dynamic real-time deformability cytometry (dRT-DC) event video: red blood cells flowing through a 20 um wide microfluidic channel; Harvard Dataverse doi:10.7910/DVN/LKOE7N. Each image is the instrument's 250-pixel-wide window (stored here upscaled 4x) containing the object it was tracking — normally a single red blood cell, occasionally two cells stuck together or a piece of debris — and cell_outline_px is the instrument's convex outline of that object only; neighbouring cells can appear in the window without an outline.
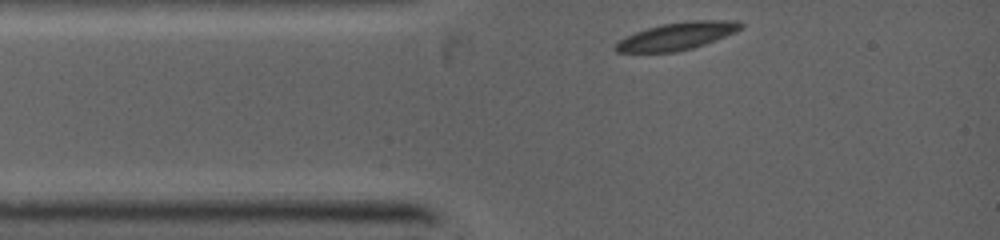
{"species": "common noctule bat (a hibernating species)", "species_latin": "Nyctalus noctula", "temperature_condition": "warm", "stored_images_in_passage": 4, "camera_frame_rate_fps": 5000, "um_per_image_px": 0.085, "animal": {"sex": "female", "body_mass_g": 19.0, "forearm_length_mm": 53.3}, "frame": {"image": 1, "passage_image": 1, "time_ms": 0.0, "image_size_px": [1000, 240], "cell_outline_px": [[744, 24], [736, 32], [704, 44], [692, 48], [676, 52], [616, 52], [616, 44], [620, 40], [636, 32], [648, 28], [664, 24], [688, 20], [736, 20]], "centroid_in_image_um": [57.59, 3.06], "position_along_channel_um": 27.4, "area_um2": 19.71}}
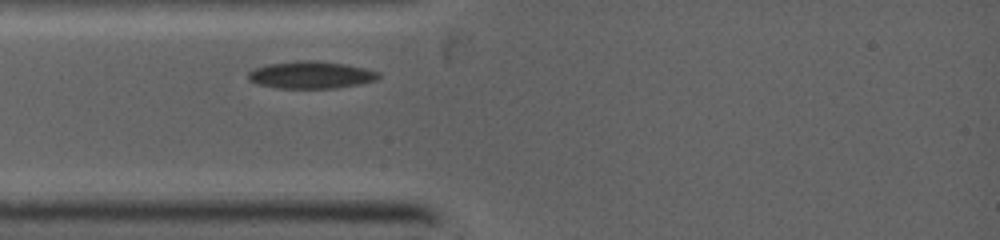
{"frame": {"image": 2, "passage_image": 4, "time_ms": 1.0, "image_size_px": [1000, 240], "cell_outline_px": [[380, 76], [376, 80], [360, 84], [336, 88], [276, 88], [260, 84], [248, 80], [248, 72], [256, 68], [268, 64], [300, 60], [312, 60], [344, 64], [364, 68], [380, 72]], "centroid_in_image_um": [26.44, 6.37], "position_along_channel_um": 58.6, "area_um2": 20.58}}